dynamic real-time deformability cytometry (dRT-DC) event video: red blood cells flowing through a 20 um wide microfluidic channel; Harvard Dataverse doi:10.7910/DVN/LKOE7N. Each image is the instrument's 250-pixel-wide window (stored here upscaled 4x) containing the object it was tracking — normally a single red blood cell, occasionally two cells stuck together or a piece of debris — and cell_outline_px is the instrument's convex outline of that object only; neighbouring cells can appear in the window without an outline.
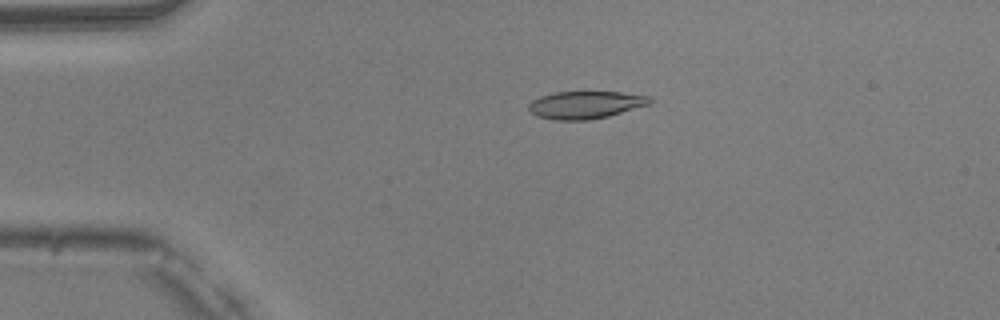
{"species": "common noctule bat (a hibernating species)", "species_latin": "Nyctalus noctula", "temperature_condition": "warm", "stored_images_in_passage": 45, "camera_frame_rate_fps": 3000, "um_per_image_px": 0.085, "animal": {"sex": "male", "body_mass_g": 20.5, "forearm_length_mm": 52.5}, "frame": {"image": 1, "passage_image": 6, "time_ms": 1.667, "image_size_px": [1000, 320], "cell_outline_px": [[652, 104], [608, 116], [588, 120], [552, 120], [536, 116], [528, 108], [528, 104], [532, 100], [540, 96], [556, 92], [620, 92], [652, 96]], "centroid_in_image_um": [49.79, 8.91], "position_along_channel_um": 35.2, "area_um2": 19.59}}
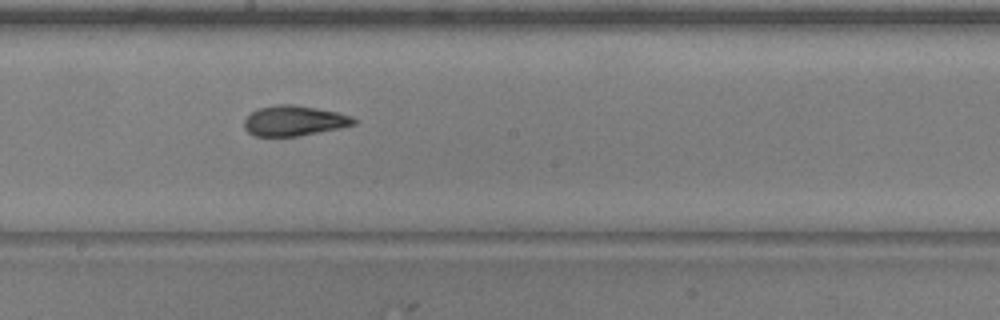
{"frame": {"image": 2, "passage_image": 23, "time_ms": 7.333, "image_size_px": [1000, 320], "cell_outline_px": [[360, 120], [356, 124], [340, 128], [300, 136], [256, 136], [248, 132], [244, 128], [244, 120], [252, 112], [260, 108], [276, 104], [296, 104], [336, 112], [352, 116]], "centroid_in_image_um": [25.04, 10.26], "position_along_channel_um": 223.2, "area_um2": 19.42}}
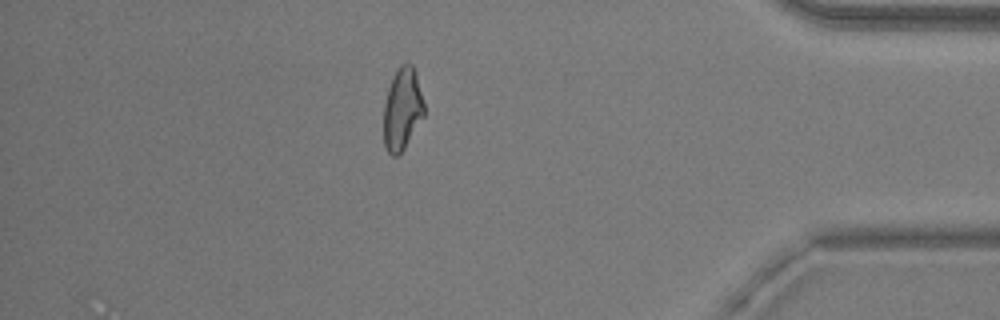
{"frame": {"image": 3, "passage_image": 39, "time_ms": 12.667, "image_size_px": [1000, 320], "cell_outline_px": [[424, 116], [404, 148], [396, 156], [392, 156], [388, 152], [384, 144], [384, 104], [388, 88], [392, 76], [400, 64], [412, 64], [416, 72], [424, 104]], "centroid_in_image_um": [34.19, 9.25], "position_along_channel_um": 401.0, "area_um2": 19.31}, "authors_computed_cell_mechanics": {"area_um2": 19.5942, "velocity_mm_per_s": 4.0324, "shape_relaxation_time_tau1_ms": null, "shape_relaxation_time_tau2_ms": 1.7129, "deformation_change_tau1": null, "deformation_change_tau2": 0.0838}}